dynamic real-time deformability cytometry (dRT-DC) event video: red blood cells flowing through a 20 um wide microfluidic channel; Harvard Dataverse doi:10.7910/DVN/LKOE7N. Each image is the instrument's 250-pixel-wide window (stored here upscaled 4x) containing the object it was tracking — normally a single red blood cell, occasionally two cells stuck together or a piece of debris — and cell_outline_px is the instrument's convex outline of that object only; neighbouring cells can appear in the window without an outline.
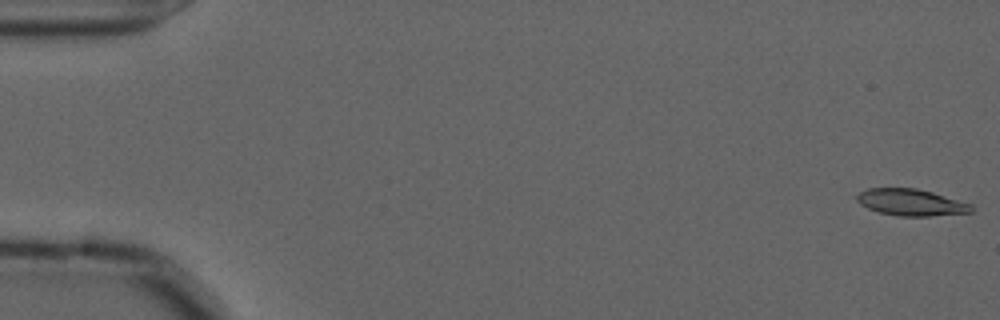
{"species": "common noctule bat (a hibernating species)", "species_latin": "Nyctalus noctula", "temperature_condition": "cold", "stored_images_in_passage": 34, "camera_frame_rate_fps": 3000, "um_per_image_px": 0.085, "animal": {"sex": "male", "forearm_length_mm": 52.5}, "frame": {"image": 1, "passage_image": 1, "time_ms": 0.0, "image_size_px": [1000, 320], "cell_outline_px": [[972, 212], [928, 216], [900, 216], [880, 212], [868, 208], [860, 204], [856, 200], [856, 196], [860, 192], [868, 188], [916, 188], [932, 192], [972, 204]], "centroid_in_image_um": [77.42, 17.2], "position_along_channel_um": 7.6, "area_um2": 17.63}}
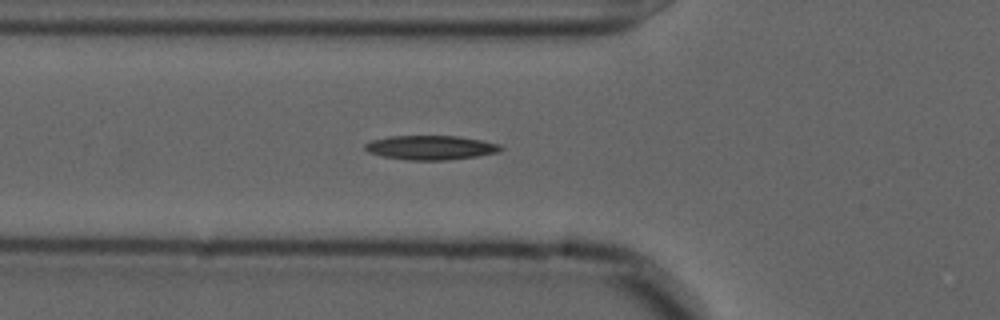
{"frame": {"image": 2, "passage_image": 20, "time_ms": 6.333, "image_size_px": [1000, 320], "cell_outline_px": [[504, 148], [500, 152], [476, 156], [448, 160], [408, 160], [384, 156], [368, 152], [364, 148], [364, 144], [372, 140], [388, 136], [460, 136], [500, 144]], "centroid_in_image_um": [36.63, 12.54], "position_along_channel_um": 89.2, "area_um2": 19.19}}
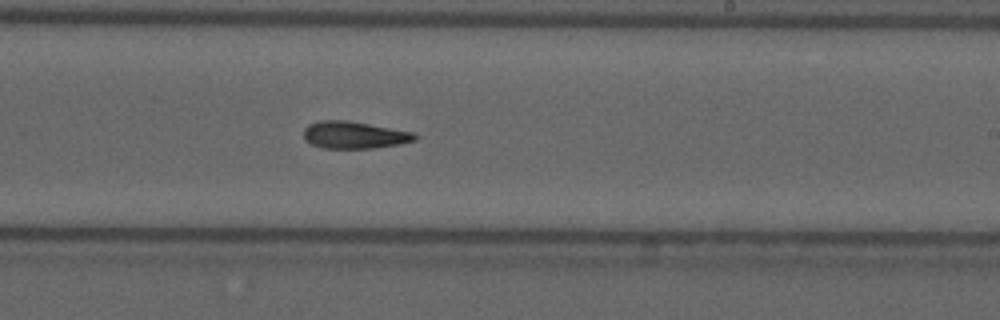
{"frame": {"image": 3, "passage_image": 34, "time_ms": 11.0, "image_size_px": [1000, 320], "cell_outline_px": [[420, 136], [416, 140], [400, 144], [372, 148], [324, 148], [312, 144], [304, 140], [304, 128], [308, 124], [320, 120], [344, 120], [368, 124], [412, 132]], "centroid_in_image_um": [30.1, 11.47], "position_along_channel_um": 258.9, "area_um2": 17.51}}